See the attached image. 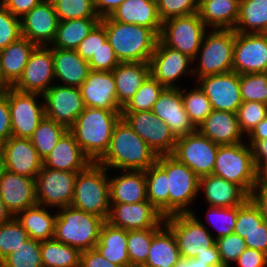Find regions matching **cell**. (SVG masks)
I'll return each mask as SVG.
<instances>
[{
    "mask_svg": "<svg viewBox=\"0 0 267 267\" xmlns=\"http://www.w3.org/2000/svg\"><path fill=\"white\" fill-rule=\"evenodd\" d=\"M119 63L108 40L100 46L96 54L88 61L90 70L106 72L113 71Z\"/></svg>",
    "mask_w": 267,
    "mask_h": 267,
    "instance_id": "cell-57",
    "label": "cell"
},
{
    "mask_svg": "<svg viewBox=\"0 0 267 267\" xmlns=\"http://www.w3.org/2000/svg\"><path fill=\"white\" fill-rule=\"evenodd\" d=\"M249 142H257L267 139V117L264 118L248 135Z\"/></svg>",
    "mask_w": 267,
    "mask_h": 267,
    "instance_id": "cell-67",
    "label": "cell"
},
{
    "mask_svg": "<svg viewBox=\"0 0 267 267\" xmlns=\"http://www.w3.org/2000/svg\"><path fill=\"white\" fill-rule=\"evenodd\" d=\"M21 35V19L0 6V50L17 41Z\"/></svg>",
    "mask_w": 267,
    "mask_h": 267,
    "instance_id": "cell-54",
    "label": "cell"
},
{
    "mask_svg": "<svg viewBox=\"0 0 267 267\" xmlns=\"http://www.w3.org/2000/svg\"><path fill=\"white\" fill-rule=\"evenodd\" d=\"M164 86L150 74L131 100L122 108V112L150 111L153 109Z\"/></svg>",
    "mask_w": 267,
    "mask_h": 267,
    "instance_id": "cell-45",
    "label": "cell"
},
{
    "mask_svg": "<svg viewBox=\"0 0 267 267\" xmlns=\"http://www.w3.org/2000/svg\"><path fill=\"white\" fill-rule=\"evenodd\" d=\"M0 197L13 216L37 205L35 179L5 170L0 177Z\"/></svg>",
    "mask_w": 267,
    "mask_h": 267,
    "instance_id": "cell-25",
    "label": "cell"
},
{
    "mask_svg": "<svg viewBox=\"0 0 267 267\" xmlns=\"http://www.w3.org/2000/svg\"><path fill=\"white\" fill-rule=\"evenodd\" d=\"M80 267H121L109 262L96 248L82 251L80 255Z\"/></svg>",
    "mask_w": 267,
    "mask_h": 267,
    "instance_id": "cell-61",
    "label": "cell"
},
{
    "mask_svg": "<svg viewBox=\"0 0 267 267\" xmlns=\"http://www.w3.org/2000/svg\"><path fill=\"white\" fill-rule=\"evenodd\" d=\"M174 267H228L223 263H215L212 266H208L202 261H197L195 258L181 257Z\"/></svg>",
    "mask_w": 267,
    "mask_h": 267,
    "instance_id": "cell-68",
    "label": "cell"
},
{
    "mask_svg": "<svg viewBox=\"0 0 267 267\" xmlns=\"http://www.w3.org/2000/svg\"><path fill=\"white\" fill-rule=\"evenodd\" d=\"M193 89L187 92L181 90V95L191 122L198 128L213 109L203 90L199 86Z\"/></svg>",
    "mask_w": 267,
    "mask_h": 267,
    "instance_id": "cell-46",
    "label": "cell"
},
{
    "mask_svg": "<svg viewBox=\"0 0 267 267\" xmlns=\"http://www.w3.org/2000/svg\"><path fill=\"white\" fill-rule=\"evenodd\" d=\"M112 73L116 84L117 102L123 108L150 75V64L120 62Z\"/></svg>",
    "mask_w": 267,
    "mask_h": 267,
    "instance_id": "cell-31",
    "label": "cell"
},
{
    "mask_svg": "<svg viewBox=\"0 0 267 267\" xmlns=\"http://www.w3.org/2000/svg\"><path fill=\"white\" fill-rule=\"evenodd\" d=\"M59 211L54 239L77 248L80 252L95 248L105 220L71 205L59 208Z\"/></svg>",
    "mask_w": 267,
    "mask_h": 267,
    "instance_id": "cell-5",
    "label": "cell"
},
{
    "mask_svg": "<svg viewBox=\"0 0 267 267\" xmlns=\"http://www.w3.org/2000/svg\"><path fill=\"white\" fill-rule=\"evenodd\" d=\"M121 112L85 107L68 129L91 162H98L107 152Z\"/></svg>",
    "mask_w": 267,
    "mask_h": 267,
    "instance_id": "cell-2",
    "label": "cell"
},
{
    "mask_svg": "<svg viewBox=\"0 0 267 267\" xmlns=\"http://www.w3.org/2000/svg\"><path fill=\"white\" fill-rule=\"evenodd\" d=\"M247 143L251 147L254 165L257 171L267 164V139L257 142Z\"/></svg>",
    "mask_w": 267,
    "mask_h": 267,
    "instance_id": "cell-63",
    "label": "cell"
},
{
    "mask_svg": "<svg viewBox=\"0 0 267 267\" xmlns=\"http://www.w3.org/2000/svg\"><path fill=\"white\" fill-rule=\"evenodd\" d=\"M110 205L106 221L127 231L160 228L165 223V217L149 201L134 204L110 203Z\"/></svg>",
    "mask_w": 267,
    "mask_h": 267,
    "instance_id": "cell-20",
    "label": "cell"
},
{
    "mask_svg": "<svg viewBox=\"0 0 267 267\" xmlns=\"http://www.w3.org/2000/svg\"><path fill=\"white\" fill-rule=\"evenodd\" d=\"M242 102H261L267 105V72L240 74Z\"/></svg>",
    "mask_w": 267,
    "mask_h": 267,
    "instance_id": "cell-48",
    "label": "cell"
},
{
    "mask_svg": "<svg viewBox=\"0 0 267 267\" xmlns=\"http://www.w3.org/2000/svg\"><path fill=\"white\" fill-rule=\"evenodd\" d=\"M100 22L119 62L149 63L159 39L152 29L115 21L110 16Z\"/></svg>",
    "mask_w": 267,
    "mask_h": 267,
    "instance_id": "cell-3",
    "label": "cell"
},
{
    "mask_svg": "<svg viewBox=\"0 0 267 267\" xmlns=\"http://www.w3.org/2000/svg\"><path fill=\"white\" fill-rule=\"evenodd\" d=\"M216 244L221 262L228 267L247 248L245 240L235 233L216 239Z\"/></svg>",
    "mask_w": 267,
    "mask_h": 267,
    "instance_id": "cell-55",
    "label": "cell"
},
{
    "mask_svg": "<svg viewBox=\"0 0 267 267\" xmlns=\"http://www.w3.org/2000/svg\"><path fill=\"white\" fill-rule=\"evenodd\" d=\"M100 18H77L59 21L52 48L76 50L80 42L100 22Z\"/></svg>",
    "mask_w": 267,
    "mask_h": 267,
    "instance_id": "cell-38",
    "label": "cell"
},
{
    "mask_svg": "<svg viewBox=\"0 0 267 267\" xmlns=\"http://www.w3.org/2000/svg\"><path fill=\"white\" fill-rule=\"evenodd\" d=\"M236 115L241 131L248 135L267 117V105L261 102H242Z\"/></svg>",
    "mask_w": 267,
    "mask_h": 267,
    "instance_id": "cell-51",
    "label": "cell"
},
{
    "mask_svg": "<svg viewBox=\"0 0 267 267\" xmlns=\"http://www.w3.org/2000/svg\"><path fill=\"white\" fill-rule=\"evenodd\" d=\"M0 6H5L10 0H0Z\"/></svg>",
    "mask_w": 267,
    "mask_h": 267,
    "instance_id": "cell-73",
    "label": "cell"
},
{
    "mask_svg": "<svg viewBox=\"0 0 267 267\" xmlns=\"http://www.w3.org/2000/svg\"><path fill=\"white\" fill-rule=\"evenodd\" d=\"M218 146L196 130L177 138L172 156L200 178L213 173Z\"/></svg>",
    "mask_w": 267,
    "mask_h": 267,
    "instance_id": "cell-12",
    "label": "cell"
},
{
    "mask_svg": "<svg viewBox=\"0 0 267 267\" xmlns=\"http://www.w3.org/2000/svg\"><path fill=\"white\" fill-rule=\"evenodd\" d=\"M110 17L122 23L150 28L158 36L163 23L158 14L156 0H125Z\"/></svg>",
    "mask_w": 267,
    "mask_h": 267,
    "instance_id": "cell-28",
    "label": "cell"
},
{
    "mask_svg": "<svg viewBox=\"0 0 267 267\" xmlns=\"http://www.w3.org/2000/svg\"><path fill=\"white\" fill-rule=\"evenodd\" d=\"M207 220H210V224L216 227L217 235L214 239L227 236L234 232L237 218V206L234 207H213L208 208ZM220 225V226H219Z\"/></svg>",
    "mask_w": 267,
    "mask_h": 267,
    "instance_id": "cell-52",
    "label": "cell"
},
{
    "mask_svg": "<svg viewBox=\"0 0 267 267\" xmlns=\"http://www.w3.org/2000/svg\"><path fill=\"white\" fill-rule=\"evenodd\" d=\"M11 88V86L6 82L4 79L2 72H1V66H0V93H4L8 91Z\"/></svg>",
    "mask_w": 267,
    "mask_h": 267,
    "instance_id": "cell-71",
    "label": "cell"
},
{
    "mask_svg": "<svg viewBox=\"0 0 267 267\" xmlns=\"http://www.w3.org/2000/svg\"><path fill=\"white\" fill-rule=\"evenodd\" d=\"M5 170H6V168H5L4 155H3L2 149L0 147V177L2 176V174L4 173Z\"/></svg>",
    "mask_w": 267,
    "mask_h": 267,
    "instance_id": "cell-72",
    "label": "cell"
},
{
    "mask_svg": "<svg viewBox=\"0 0 267 267\" xmlns=\"http://www.w3.org/2000/svg\"><path fill=\"white\" fill-rule=\"evenodd\" d=\"M213 175L239 185L248 195L257 185L251 147L243 143L219 145Z\"/></svg>",
    "mask_w": 267,
    "mask_h": 267,
    "instance_id": "cell-6",
    "label": "cell"
},
{
    "mask_svg": "<svg viewBox=\"0 0 267 267\" xmlns=\"http://www.w3.org/2000/svg\"><path fill=\"white\" fill-rule=\"evenodd\" d=\"M160 20L198 13L199 0H156Z\"/></svg>",
    "mask_w": 267,
    "mask_h": 267,
    "instance_id": "cell-53",
    "label": "cell"
},
{
    "mask_svg": "<svg viewBox=\"0 0 267 267\" xmlns=\"http://www.w3.org/2000/svg\"><path fill=\"white\" fill-rule=\"evenodd\" d=\"M206 25L199 14L173 17L162 23L159 40L172 49L198 59L197 52L206 34Z\"/></svg>",
    "mask_w": 267,
    "mask_h": 267,
    "instance_id": "cell-9",
    "label": "cell"
},
{
    "mask_svg": "<svg viewBox=\"0 0 267 267\" xmlns=\"http://www.w3.org/2000/svg\"><path fill=\"white\" fill-rule=\"evenodd\" d=\"M263 221L264 218L260 215L258 208L248 198L242 205L237 206L236 225L233 233L244 239Z\"/></svg>",
    "mask_w": 267,
    "mask_h": 267,
    "instance_id": "cell-50",
    "label": "cell"
},
{
    "mask_svg": "<svg viewBox=\"0 0 267 267\" xmlns=\"http://www.w3.org/2000/svg\"><path fill=\"white\" fill-rule=\"evenodd\" d=\"M164 221L175 236L181 257L195 258L198 254L211 252V246L216 243L213 235L193 212L170 215Z\"/></svg>",
    "mask_w": 267,
    "mask_h": 267,
    "instance_id": "cell-10",
    "label": "cell"
},
{
    "mask_svg": "<svg viewBox=\"0 0 267 267\" xmlns=\"http://www.w3.org/2000/svg\"><path fill=\"white\" fill-rule=\"evenodd\" d=\"M59 21L77 18H100L94 0H51Z\"/></svg>",
    "mask_w": 267,
    "mask_h": 267,
    "instance_id": "cell-47",
    "label": "cell"
},
{
    "mask_svg": "<svg viewBox=\"0 0 267 267\" xmlns=\"http://www.w3.org/2000/svg\"><path fill=\"white\" fill-rule=\"evenodd\" d=\"M266 30L267 0H240L239 17L234 31L255 34Z\"/></svg>",
    "mask_w": 267,
    "mask_h": 267,
    "instance_id": "cell-39",
    "label": "cell"
},
{
    "mask_svg": "<svg viewBox=\"0 0 267 267\" xmlns=\"http://www.w3.org/2000/svg\"><path fill=\"white\" fill-rule=\"evenodd\" d=\"M55 79L52 47L37 46L19 80L12 86L21 92L44 94Z\"/></svg>",
    "mask_w": 267,
    "mask_h": 267,
    "instance_id": "cell-16",
    "label": "cell"
},
{
    "mask_svg": "<svg viewBox=\"0 0 267 267\" xmlns=\"http://www.w3.org/2000/svg\"><path fill=\"white\" fill-rule=\"evenodd\" d=\"M240 0H199L198 14L206 27L234 30L239 17Z\"/></svg>",
    "mask_w": 267,
    "mask_h": 267,
    "instance_id": "cell-33",
    "label": "cell"
},
{
    "mask_svg": "<svg viewBox=\"0 0 267 267\" xmlns=\"http://www.w3.org/2000/svg\"><path fill=\"white\" fill-rule=\"evenodd\" d=\"M164 228V229H163ZM181 258L175 236L164 223L153 235L151 247L143 267H174Z\"/></svg>",
    "mask_w": 267,
    "mask_h": 267,
    "instance_id": "cell-36",
    "label": "cell"
},
{
    "mask_svg": "<svg viewBox=\"0 0 267 267\" xmlns=\"http://www.w3.org/2000/svg\"><path fill=\"white\" fill-rule=\"evenodd\" d=\"M233 71L239 75L267 72V37L264 33L235 32Z\"/></svg>",
    "mask_w": 267,
    "mask_h": 267,
    "instance_id": "cell-17",
    "label": "cell"
},
{
    "mask_svg": "<svg viewBox=\"0 0 267 267\" xmlns=\"http://www.w3.org/2000/svg\"><path fill=\"white\" fill-rule=\"evenodd\" d=\"M156 163L167 173L169 216L192 213L188 207L200 191V178L172 155L158 156Z\"/></svg>",
    "mask_w": 267,
    "mask_h": 267,
    "instance_id": "cell-7",
    "label": "cell"
},
{
    "mask_svg": "<svg viewBox=\"0 0 267 267\" xmlns=\"http://www.w3.org/2000/svg\"><path fill=\"white\" fill-rule=\"evenodd\" d=\"M249 199L258 208L264 221H267V190L256 185L250 192Z\"/></svg>",
    "mask_w": 267,
    "mask_h": 267,
    "instance_id": "cell-64",
    "label": "cell"
},
{
    "mask_svg": "<svg viewBox=\"0 0 267 267\" xmlns=\"http://www.w3.org/2000/svg\"><path fill=\"white\" fill-rule=\"evenodd\" d=\"M79 88L85 107L122 111V107L117 102L116 84L112 71L91 70Z\"/></svg>",
    "mask_w": 267,
    "mask_h": 267,
    "instance_id": "cell-24",
    "label": "cell"
},
{
    "mask_svg": "<svg viewBox=\"0 0 267 267\" xmlns=\"http://www.w3.org/2000/svg\"><path fill=\"white\" fill-rule=\"evenodd\" d=\"M236 263L239 267H267V254L247 247L238 257Z\"/></svg>",
    "mask_w": 267,
    "mask_h": 267,
    "instance_id": "cell-59",
    "label": "cell"
},
{
    "mask_svg": "<svg viewBox=\"0 0 267 267\" xmlns=\"http://www.w3.org/2000/svg\"><path fill=\"white\" fill-rule=\"evenodd\" d=\"M36 47V44L24 37H20L8 47L0 50L1 72L11 87L21 77L27 61Z\"/></svg>",
    "mask_w": 267,
    "mask_h": 267,
    "instance_id": "cell-35",
    "label": "cell"
},
{
    "mask_svg": "<svg viewBox=\"0 0 267 267\" xmlns=\"http://www.w3.org/2000/svg\"><path fill=\"white\" fill-rule=\"evenodd\" d=\"M246 247L267 254V221H263L255 230L244 238Z\"/></svg>",
    "mask_w": 267,
    "mask_h": 267,
    "instance_id": "cell-58",
    "label": "cell"
},
{
    "mask_svg": "<svg viewBox=\"0 0 267 267\" xmlns=\"http://www.w3.org/2000/svg\"><path fill=\"white\" fill-rule=\"evenodd\" d=\"M152 111L170 127L176 138L186 136L197 130L185 110L181 88L179 89V87H165L155 102Z\"/></svg>",
    "mask_w": 267,
    "mask_h": 267,
    "instance_id": "cell-22",
    "label": "cell"
},
{
    "mask_svg": "<svg viewBox=\"0 0 267 267\" xmlns=\"http://www.w3.org/2000/svg\"><path fill=\"white\" fill-rule=\"evenodd\" d=\"M68 129L54 120L44 118L30 137L39 156L44 159L57 144L58 140Z\"/></svg>",
    "mask_w": 267,
    "mask_h": 267,
    "instance_id": "cell-42",
    "label": "cell"
},
{
    "mask_svg": "<svg viewBox=\"0 0 267 267\" xmlns=\"http://www.w3.org/2000/svg\"><path fill=\"white\" fill-rule=\"evenodd\" d=\"M198 81L213 110L236 114L242 103L240 75L237 72L209 75L198 78Z\"/></svg>",
    "mask_w": 267,
    "mask_h": 267,
    "instance_id": "cell-18",
    "label": "cell"
},
{
    "mask_svg": "<svg viewBox=\"0 0 267 267\" xmlns=\"http://www.w3.org/2000/svg\"><path fill=\"white\" fill-rule=\"evenodd\" d=\"M58 24L52 1L44 0L21 18V35L37 46H49L55 40Z\"/></svg>",
    "mask_w": 267,
    "mask_h": 267,
    "instance_id": "cell-21",
    "label": "cell"
},
{
    "mask_svg": "<svg viewBox=\"0 0 267 267\" xmlns=\"http://www.w3.org/2000/svg\"><path fill=\"white\" fill-rule=\"evenodd\" d=\"M194 62L188 55L178 50L165 46L159 39L150 58V74L156 81L167 88L179 87L175 85L180 76L194 74L193 68H189Z\"/></svg>",
    "mask_w": 267,
    "mask_h": 267,
    "instance_id": "cell-19",
    "label": "cell"
},
{
    "mask_svg": "<svg viewBox=\"0 0 267 267\" xmlns=\"http://www.w3.org/2000/svg\"><path fill=\"white\" fill-rule=\"evenodd\" d=\"M209 32L204 36L197 52V56L200 54V66L197 70L193 67V73L197 78L233 71L235 31L214 29Z\"/></svg>",
    "mask_w": 267,
    "mask_h": 267,
    "instance_id": "cell-8",
    "label": "cell"
},
{
    "mask_svg": "<svg viewBox=\"0 0 267 267\" xmlns=\"http://www.w3.org/2000/svg\"><path fill=\"white\" fill-rule=\"evenodd\" d=\"M90 163L91 160L68 130L58 140L52 152L43 159V167L70 172H80Z\"/></svg>",
    "mask_w": 267,
    "mask_h": 267,
    "instance_id": "cell-27",
    "label": "cell"
},
{
    "mask_svg": "<svg viewBox=\"0 0 267 267\" xmlns=\"http://www.w3.org/2000/svg\"><path fill=\"white\" fill-rule=\"evenodd\" d=\"M107 40V34L104 25L99 22L93 30L80 42L76 49L79 56L89 61Z\"/></svg>",
    "mask_w": 267,
    "mask_h": 267,
    "instance_id": "cell-56",
    "label": "cell"
},
{
    "mask_svg": "<svg viewBox=\"0 0 267 267\" xmlns=\"http://www.w3.org/2000/svg\"><path fill=\"white\" fill-rule=\"evenodd\" d=\"M107 170L98 162H91L78 172L71 206L87 213L108 219L110 192Z\"/></svg>",
    "mask_w": 267,
    "mask_h": 267,
    "instance_id": "cell-4",
    "label": "cell"
},
{
    "mask_svg": "<svg viewBox=\"0 0 267 267\" xmlns=\"http://www.w3.org/2000/svg\"><path fill=\"white\" fill-rule=\"evenodd\" d=\"M16 220L27 231L29 238L45 241L54 238L56 214H50L48 210L39 204L18 212Z\"/></svg>",
    "mask_w": 267,
    "mask_h": 267,
    "instance_id": "cell-37",
    "label": "cell"
},
{
    "mask_svg": "<svg viewBox=\"0 0 267 267\" xmlns=\"http://www.w3.org/2000/svg\"><path fill=\"white\" fill-rule=\"evenodd\" d=\"M41 98L44 99L45 117L69 129L85 109L79 87L53 84Z\"/></svg>",
    "mask_w": 267,
    "mask_h": 267,
    "instance_id": "cell-15",
    "label": "cell"
},
{
    "mask_svg": "<svg viewBox=\"0 0 267 267\" xmlns=\"http://www.w3.org/2000/svg\"><path fill=\"white\" fill-rule=\"evenodd\" d=\"M257 186L267 190V164L257 171Z\"/></svg>",
    "mask_w": 267,
    "mask_h": 267,
    "instance_id": "cell-69",
    "label": "cell"
},
{
    "mask_svg": "<svg viewBox=\"0 0 267 267\" xmlns=\"http://www.w3.org/2000/svg\"><path fill=\"white\" fill-rule=\"evenodd\" d=\"M159 228L127 231V252L130 267L142 266L148 257L152 237Z\"/></svg>",
    "mask_w": 267,
    "mask_h": 267,
    "instance_id": "cell-44",
    "label": "cell"
},
{
    "mask_svg": "<svg viewBox=\"0 0 267 267\" xmlns=\"http://www.w3.org/2000/svg\"><path fill=\"white\" fill-rule=\"evenodd\" d=\"M95 248L109 262L121 267H130L127 252V230L105 221Z\"/></svg>",
    "mask_w": 267,
    "mask_h": 267,
    "instance_id": "cell-34",
    "label": "cell"
},
{
    "mask_svg": "<svg viewBox=\"0 0 267 267\" xmlns=\"http://www.w3.org/2000/svg\"><path fill=\"white\" fill-rule=\"evenodd\" d=\"M197 130L218 145L243 143L237 115L229 111L212 110Z\"/></svg>",
    "mask_w": 267,
    "mask_h": 267,
    "instance_id": "cell-26",
    "label": "cell"
},
{
    "mask_svg": "<svg viewBox=\"0 0 267 267\" xmlns=\"http://www.w3.org/2000/svg\"><path fill=\"white\" fill-rule=\"evenodd\" d=\"M123 171L120 176L109 178L110 203L134 204L148 201L144 171Z\"/></svg>",
    "mask_w": 267,
    "mask_h": 267,
    "instance_id": "cell-30",
    "label": "cell"
},
{
    "mask_svg": "<svg viewBox=\"0 0 267 267\" xmlns=\"http://www.w3.org/2000/svg\"><path fill=\"white\" fill-rule=\"evenodd\" d=\"M41 242L28 238L2 261V267H43Z\"/></svg>",
    "mask_w": 267,
    "mask_h": 267,
    "instance_id": "cell-43",
    "label": "cell"
},
{
    "mask_svg": "<svg viewBox=\"0 0 267 267\" xmlns=\"http://www.w3.org/2000/svg\"><path fill=\"white\" fill-rule=\"evenodd\" d=\"M14 216L12 213L7 209L5 203L0 197V225L4 224L5 222L10 221Z\"/></svg>",
    "mask_w": 267,
    "mask_h": 267,
    "instance_id": "cell-70",
    "label": "cell"
},
{
    "mask_svg": "<svg viewBox=\"0 0 267 267\" xmlns=\"http://www.w3.org/2000/svg\"><path fill=\"white\" fill-rule=\"evenodd\" d=\"M42 94L21 92L11 87L7 91L12 136L29 138L45 118L44 102L36 100Z\"/></svg>",
    "mask_w": 267,
    "mask_h": 267,
    "instance_id": "cell-14",
    "label": "cell"
},
{
    "mask_svg": "<svg viewBox=\"0 0 267 267\" xmlns=\"http://www.w3.org/2000/svg\"><path fill=\"white\" fill-rule=\"evenodd\" d=\"M43 1L44 0H10L4 7L15 17L21 19Z\"/></svg>",
    "mask_w": 267,
    "mask_h": 267,
    "instance_id": "cell-62",
    "label": "cell"
},
{
    "mask_svg": "<svg viewBox=\"0 0 267 267\" xmlns=\"http://www.w3.org/2000/svg\"><path fill=\"white\" fill-rule=\"evenodd\" d=\"M52 55L55 79L63 81L65 86L80 87L91 71L88 61L76 50L52 48Z\"/></svg>",
    "mask_w": 267,
    "mask_h": 267,
    "instance_id": "cell-32",
    "label": "cell"
},
{
    "mask_svg": "<svg viewBox=\"0 0 267 267\" xmlns=\"http://www.w3.org/2000/svg\"><path fill=\"white\" fill-rule=\"evenodd\" d=\"M157 157L121 117L113 129L110 146L98 163L106 169L145 171L156 163Z\"/></svg>",
    "mask_w": 267,
    "mask_h": 267,
    "instance_id": "cell-1",
    "label": "cell"
},
{
    "mask_svg": "<svg viewBox=\"0 0 267 267\" xmlns=\"http://www.w3.org/2000/svg\"><path fill=\"white\" fill-rule=\"evenodd\" d=\"M12 136L7 91L0 93V143Z\"/></svg>",
    "mask_w": 267,
    "mask_h": 267,
    "instance_id": "cell-60",
    "label": "cell"
},
{
    "mask_svg": "<svg viewBox=\"0 0 267 267\" xmlns=\"http://www.w3.org/2000/svg\"><path fill=\"white\" fill-rule=\"evenodd\" d=\"M147 200L164 216H169L167 173L157 164L144 171Z\"/></svg>",
    "mask_w": 267,
    "mask_h": 267,
    "instance_id": "cell-40",
    "label": "cell"
},
{
    "mask_svg": "<svg viewBox=\"0 0 267 267\" xmlns=\"http://www.w3.org/2000/svg\"><path fill=\"white\" fill-rule=\"evenodd\" d=\"M5 161L6 170L36 178L43 167V159L29 138H17L11 136L0 143Z\"/></svg>",
    "mask_w": 267,
    "mask_h": 267,
    "instance_id": "cell-23",
    "label": "cell"
},
{
    "mask_svg": "<svg viewBox=\"0 0 267 267\" xmlns=\"http://www.w3.org/2000/svg\"><path fill=\"white\" fill-rule=\"evenodd\" d=\"M78 172L42 167L35 178L37 204L63 208L70 206Z\"/></svg>",
    "mask_w": 267,
    "mask_h": 267,
    "instance_id": "cell-13",
    "label": "cell"
},
{
    "mask_svg": "<svg viewBox=\"0 0 267 267\" xmlns=\"http://www.w3.org/2000/svg\"><path fill=\"white\" fill-rule=\"evenodd\" d=\"M28 238L27 231L15 217L0 225V262Z\"/></svg>",
    "mask_w": 267,
    "mask_h": 267,
    "instance_id": "cell-49",
    "label": "cell"
},
{
    "mask_svg": "<svg viewBox=\"0 0 267 267\" xmlns=\"http://www.w3.org/2000/svg\"><path fill=\"white\" fill-rule=\"evenodd\" d=\"M125 0H94L95 10L100 19L110 16Z\"/></svg>",
    "mask_w": 267,
    "mask_h": 267,
    "instance_id": "cell-65",
    "label": "cell"
},
{
    "mask_svg": "<svg viewBox=\"0 0 267 267\" xmlns=\"http://www.w3.org/2000/svg\"><path fill=\"white\" fill-rule=\"evenodd\" d=\"M195 259L197 261H202L203 263H206L208 266H212L215 263H222L216 243L211 246V252H204L203 254H198Z\"/></svg>",
    "mask_w": 267,
    "mask_h": 267,
    "instance_id": "cell-66",
    "label": "cell"
},
{
    "mask_svg": "<svg viewBox=\"0 0 267 267\" xmlns=\"http://www.w3.org/2000/svg\"><path fill=\"white\" fill-rule=\"evenodd\" d=\"M202 189L209 206L213 207L239 206L249 198L239 185L213 174L200 177L199 190Z\"/></svg>",
    "mask_w": 267,
    "mask_h": 267,
    "instance_id": "cell-29",
    "label": "cell"
},
{
    "mask_svg": "<svg viewBox=\"0 0 267 267\" xmlns=\"http://www.w3.org/2000/svg\"><path fill=\"white\" fill-rule=\"evenodd\" d=\"M40 250L43 267H80L81 252L54 238L41 241Z\"/></svg>",
    "mask_w": 267,
    "mask_h": 267,
    "instance_id": "cell-41",
    "label": "cell"
},
{
    "mask_svg": "<svg viewBox=\"0 0 267 267\" xmlns=\"http://www.w3.org/2000/svg\"><path fill=\"white\" fill-rule=\"evenodd\" d=\"M121 117L157 156L172 155L177 138L170 127L162 122L152 110L121 112Z\"/></svg>",
    "mask_w": 267,
    "mask_h": 267,
    "instance_id": "cell-11",
    "label": "cell"
}]
</instances>
